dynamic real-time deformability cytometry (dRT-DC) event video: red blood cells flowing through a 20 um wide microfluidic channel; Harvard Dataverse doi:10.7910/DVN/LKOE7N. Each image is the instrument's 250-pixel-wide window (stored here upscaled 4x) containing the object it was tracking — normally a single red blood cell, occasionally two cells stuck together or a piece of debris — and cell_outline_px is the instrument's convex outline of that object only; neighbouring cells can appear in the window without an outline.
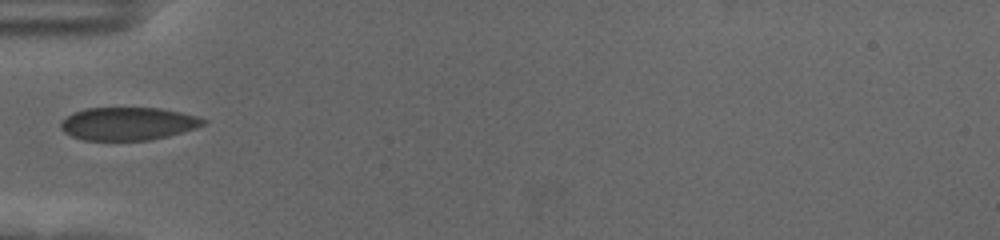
{"species": "human", "species_latin": "Homo sapiens", "temperature_condition": "cold", "stored_images_in_passage": 38, "camera_frame_rate_fps": 3000, "um_per_image_px": 0.085, "donor": {"sex": "female"}, "frame": {"image": 1, "passage_image": 1, "time_ms": 0.0, "image_size_px": [1000, 240], "cell_outline_px": [[208, 120], [204, 124], [196, 128], [168, 136], [152, 140], [84, 140], [72, 136], [64, 132], [60, 128], [60, 120], [72, 112], [84, 108], [160, 108], [180, 112], [196, 116]], "centroid_in_image_um": [10.85, 10.51], "position_along_channel_um": 74.2, "area_um2": 27.51}}
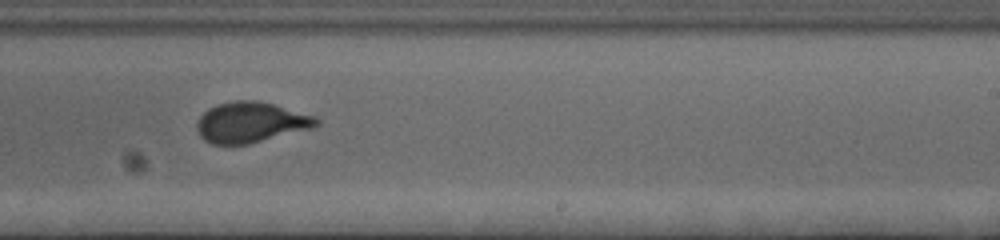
{"frame": {"image": 2, "passage_image": 17, "time_ms": 5.333, "image_size_px": [1000, 240], "cell_outline_px": [[320, 124], [316, 128], [248, 144], [212, 144], [204, 140], [200, 136], [196, 128], [196, 124], [200, 116], [208, 108], [220, 104], [236, 100], [256, 100], [272, 104], [316, 116], [320, 120]], "centroid_in_image_um": [21.36, 10.41], "position_along_channel_um": 267.6, "area_um2": 28.38}}
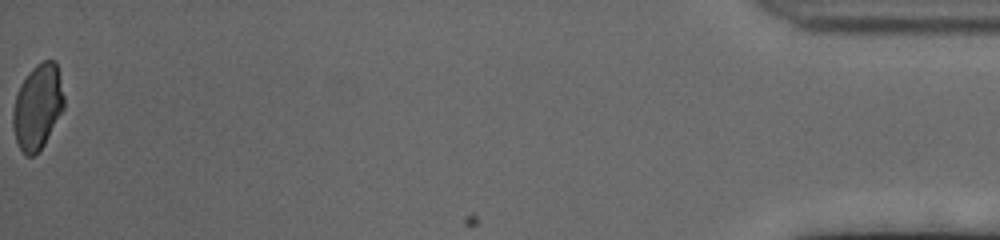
{"frame": {"image": 3, "passage_image": 38, "time_ms": 12.333, "image_size_px": [1000, 240], "cell_outline_px": [[64, 108], [44, 144], [32, 156], [24, 156], [16, 140], [12, 128], [12, 112], [16, 96], [20, 84], [28, 72], [36, 64], [44, 60], [56, 60], [64, 96]], "centroid_in_image_um": [3.19, 9.06], "position_along_channel_um": 432.0, "area_um2": 25.32}, "authors_computed_cell_mechanics": {"area_um2": 28.2064, "velocity_mm_per_s": 3.6305, "shape_relaxation_time_tau1_ms": 8.5295, "shape_relaxation_time_tau2_ms": null, "deformation_change_tau1": 0.1996, "deformation_change_tau2": null}}